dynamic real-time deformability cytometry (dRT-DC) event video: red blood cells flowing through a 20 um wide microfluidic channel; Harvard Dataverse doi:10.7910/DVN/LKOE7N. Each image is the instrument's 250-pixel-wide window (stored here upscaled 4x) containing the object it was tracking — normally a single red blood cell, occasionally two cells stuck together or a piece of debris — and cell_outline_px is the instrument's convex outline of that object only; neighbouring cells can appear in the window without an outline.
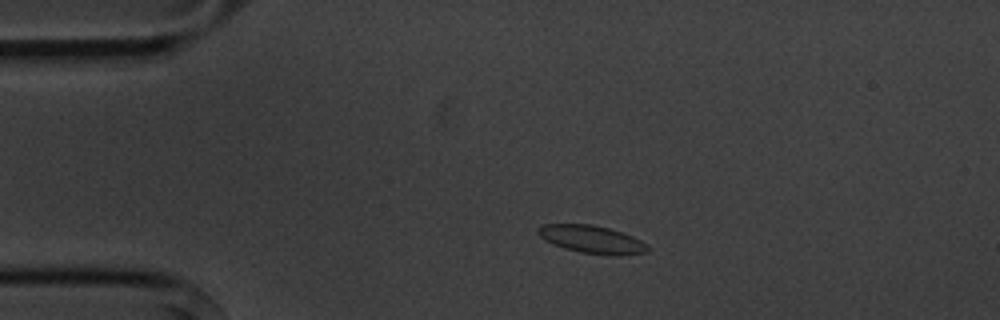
{"species": "common noctule bat (a hibernating species)", "species_latin": "Nyctalus noctula", "temperature_condition": "cold", "stored_images_in_passage": 3, "camera_frame_rate_fps": 3000, "um_per_image_px": 0.085, "animal": {"sex": "male", "body_mass_g": 20.1, "forearm_length_mm": 53.5}, "frame": {"image": 1, "passage_image": 2, "time_ms": 1.0, "image_size_px": [1000, 320], "cell_outline_px": [[652, 248], [648, 252], [616, 256], [612, 256], [580, 252], [564, 248], [552, 244], [544, 240], [536, 232], [536, 228], [540, 224], [592, 224], [608, 228], [632, 236], [648, 244]], "centroid_in_image_um": [50.3, 20.35], "position_along_channel_um": 34.7, "area_um2": 18.03}}